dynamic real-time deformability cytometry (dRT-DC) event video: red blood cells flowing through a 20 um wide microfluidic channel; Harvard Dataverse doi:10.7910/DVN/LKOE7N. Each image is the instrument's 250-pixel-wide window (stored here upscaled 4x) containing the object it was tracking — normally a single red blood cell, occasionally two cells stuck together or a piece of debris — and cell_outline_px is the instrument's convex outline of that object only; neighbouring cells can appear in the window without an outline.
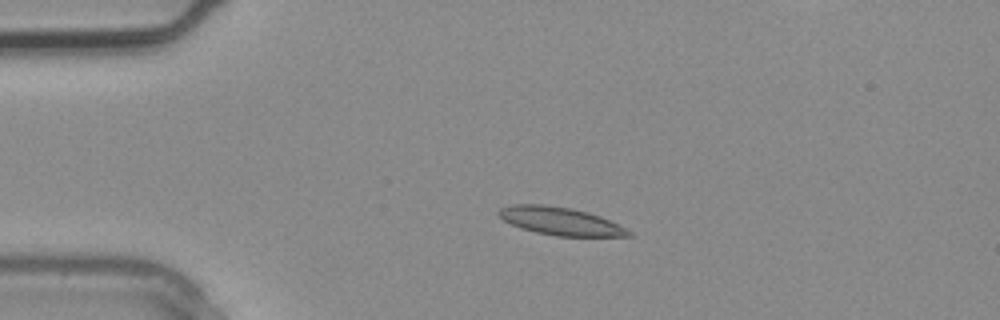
{"species": "common noctule bat (a hibernating species)", "species_latin": "Nyctalus noctula", "temperature_condition": "warm", "stored_images_in_passage": 5, "segment_of_instrument_passage": [1, 2], "camera_frame_rate_fps": 3000, "um_per_image_px": 0.085, "animal": {"sex": "male", "body_mass_g": 20.4}, "frame": {"image": 1, "passage_image": 3, "time_ms": 0.667, "image_size_px": [1000, 320], "cell_outline_px": [[636, 236], [556, 236], [536, 232], [520, 228], [504, 220], [496, 212], [500, 208], [512, 204], [544, 204], [568, 208], [588, 212], [600, 216], [632, 232]], "centroid_in_image_um": [47.6, 18.79], "position_along_channel_um": 37.4, "area_um2": 20.92}}